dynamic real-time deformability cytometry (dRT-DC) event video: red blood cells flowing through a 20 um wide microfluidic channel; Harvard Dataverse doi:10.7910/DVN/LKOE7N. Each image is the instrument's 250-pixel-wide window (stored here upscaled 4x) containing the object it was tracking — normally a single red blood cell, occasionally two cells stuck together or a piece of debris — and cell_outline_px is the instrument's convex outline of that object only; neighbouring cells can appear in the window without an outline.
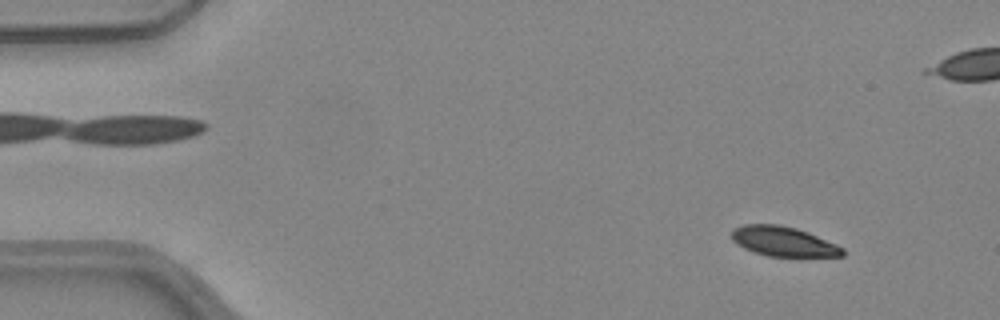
{"species": "common noctule bat (a hibernating species)", "species_latin": "Nyctalus noctula", "temperature_condition": "warm", "stored_images_in_passage": 52, "camera_frame_rate_fps": 3000, "um_per_image_px": 0.085, "animal": {"sex": "female", "body_mass_g": 24.6, "forearm_length_mm": 56.2}, "frame": {"image": 1, "passage_image": 5, "time_ms": 1.333, "image_size_px": [1000, 320], "cell_outline_px": [[844, 256], [768, 256], [744, 248], [732, 240], [732, 228], [744, 224], [780, 224], [796, 228], [808, 232], [836, 244], [844, 248]], "centroid_in_image_um": [66.58, 20.51], "position_along_channel_um": 18.4, "area_um2": 19.13}}
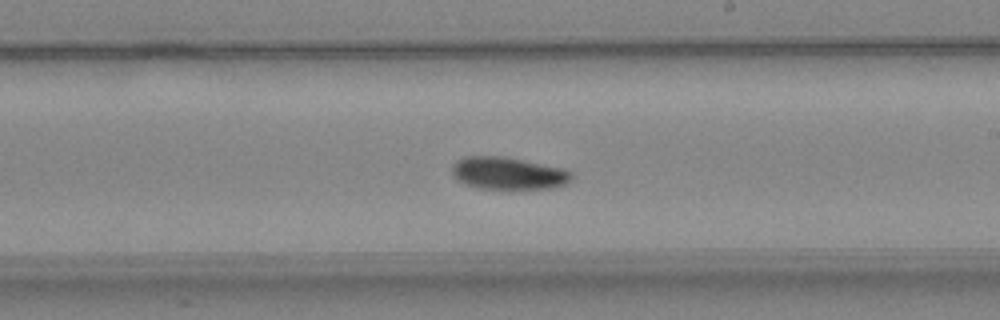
{"frame": {"image": 2, "passage_image": 30, "time_ms": 9.667, "image_size_px": [1000, 320], "cell_outline_px": [[572, 180], [568, 184], [556, 188], [508, 192], [476, 188], [464, 184], [456, 180], [452, 176], [452, 164], [456, 160], [464, 156], [504, 156], [560, 168], [572, 172]], "centroid_in_image_um": [43.18, 14.79], "position_along_channel_um": 245.8, "area_um2": 23.81}}
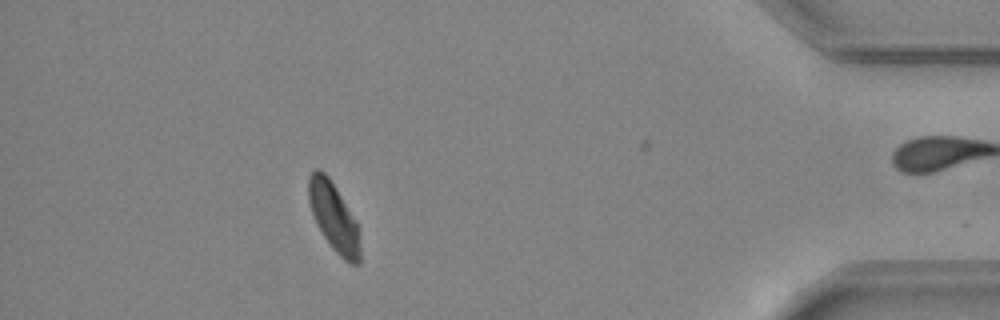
{"frame": {"image": 3, "passage_image": 46, "time_ms": 15.0, "image_size_px": [1000, 320], "cell_outline_px": [[360, 264], [352, 264], [344, 260], [332, 248], [324, 236], [312, 212], [308, 200], [308, 176], [316, 168], [320, 168], [328, 176], [336, 188], [352, 216], [356, 224], [360, 244]], "centroid_in_image_um": [28.35, 18.43], "position_along_channel_um": 406.8, "area_um2": 20.06}, "authors_computed_cell_mechanics": {"area_um2": 21.8484, "velocity_mm_per_s": 3.9809, "shape_relaxation_time_tau1_ms": 3.3479, "shape_relaxation_time_tau2_ms": null, "deformation_change_tau1": 0.1111, "deformation_change_tau2": null}}